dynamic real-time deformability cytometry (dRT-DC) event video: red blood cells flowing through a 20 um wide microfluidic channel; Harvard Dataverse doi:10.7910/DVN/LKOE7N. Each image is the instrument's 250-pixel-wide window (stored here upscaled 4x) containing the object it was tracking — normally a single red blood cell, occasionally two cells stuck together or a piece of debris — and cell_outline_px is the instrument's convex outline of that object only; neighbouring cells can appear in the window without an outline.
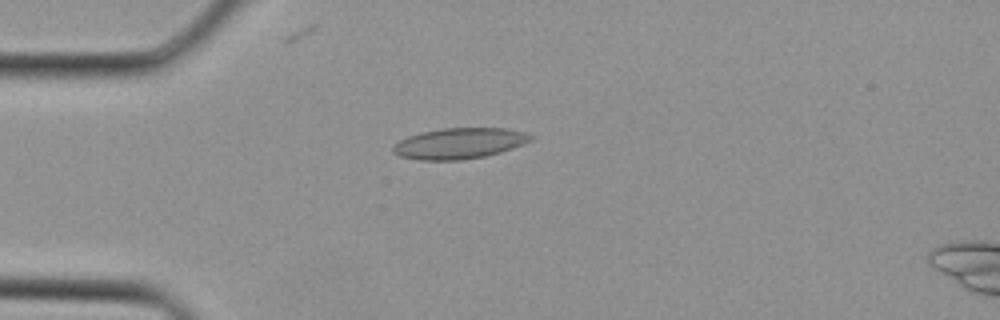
{"species": "Egyptian fruit bat (a non-hibernating species)", "species_latin": "Rousettus aegyptiacus", "temperature_condition": "cold", "stored_images_in_passage": 32, "camera_frame_rate_fps": 3000, "um_per_image_px": 0.085, "animal": {"sex": "female"}, "frame": {"image": 1, "passage_image": 6, "time_ms": 1.667, "image_size_px": [1000, 320], "cell_outline_px": [[536, 136], [532, 140], [524, 144], [500, 152], [484, 156], [460, 160], [420, 160], [400, 156], [392, 152], [392, 148], [400, 140], [408, 136], [420, 132], [440, 128], [508, 128], [524, 132]], "centroid_in_image_um": [39.06, 12.18], "position_along_channel_um": 45.9, "area_um2": 24.8}}
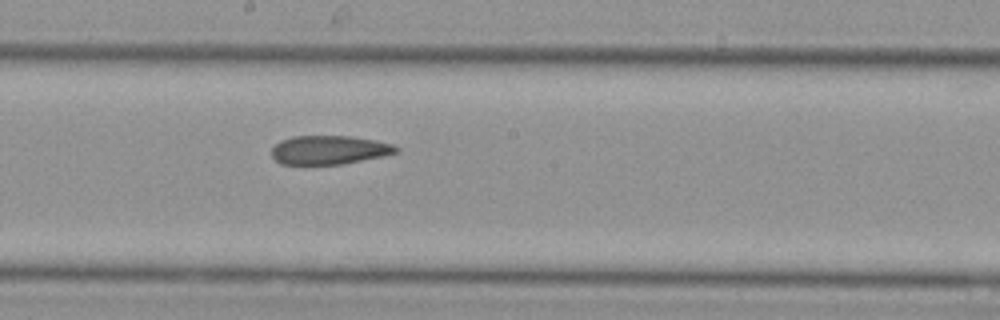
{"frame": {"image": 2, "passage_image": 16, "time_ms": 5.0, "image_size_px": [1000, 320], "cell_outline_px": [[400, 152], [384, 156], [344, 164], [280, 164], [272, 156], [272, 148], [280, 140], [292, 136], [352, 136], [376, 140], [392, 144], [400, 148]], "centroid_in_image_um": [28.02, 12.74], "position_along_channel_um": 220.2, "area_um2": 21.1}}
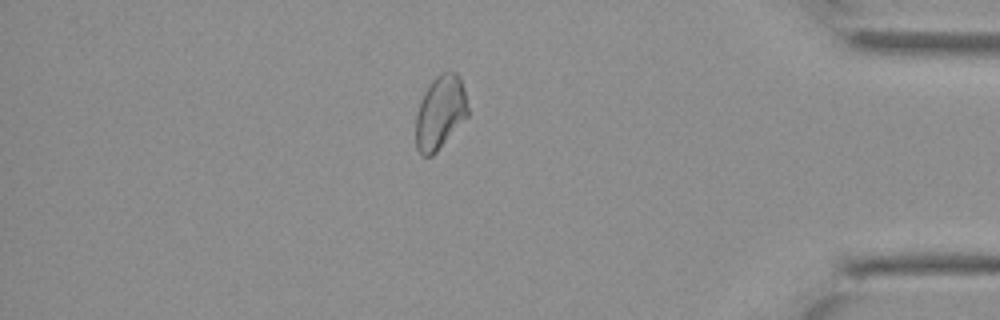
{"frame": {"image": 3, "passage_image": 27, "time_ms": 8.667, "image_size_px": [1000, 320], "cell_outline_px": [[468, 116], [436, 152], [432, 156], [424, 156], [416, 148], [416, 116], [420, 100], [424, 92], [432, 80], [440, 72], [456, 72], [460, 76], [464, 88], [468, 108]], "centroid_in_image_um": [37.42, 9.54], "position_along_channel_um": 397.8, "area_um2": 22.31}}